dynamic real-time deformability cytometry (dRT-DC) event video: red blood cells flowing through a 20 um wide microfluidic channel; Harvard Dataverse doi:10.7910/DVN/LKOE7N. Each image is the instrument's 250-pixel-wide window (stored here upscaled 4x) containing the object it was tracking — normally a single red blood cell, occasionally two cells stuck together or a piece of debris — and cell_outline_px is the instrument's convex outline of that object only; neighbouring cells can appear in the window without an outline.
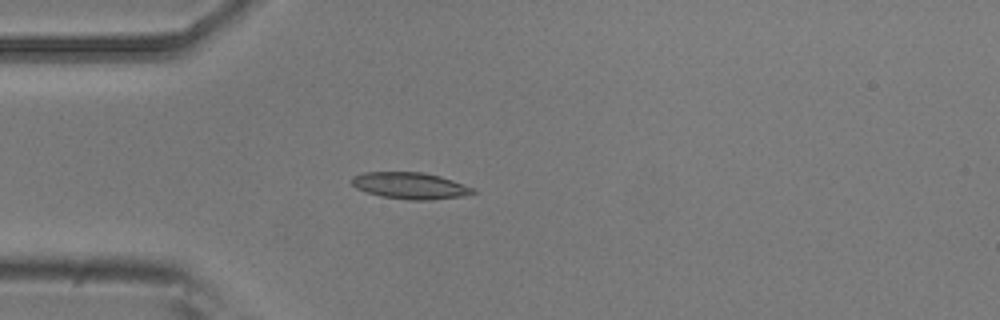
{"species": "common noctule bat (a hibernating species)", "species_latin": "Nyctalus noctula", "temperature_condition": "room temperature", "stored_images_in_passage": 3, "camera_frame_rate_fps": 3000, "um_per_image_px": 0.085, "animal": {"sex": "male", "body_mass_g": 20.5, "forearm_length_mm": 52.5}, "frame": {"image": 1, "passage_image": 3, "time_ms": 0.667, "image_size_px": [1000, 320], "cell_outline_px": [[476, 192], [464, 196], [432, 200], [408, 200], [380, 196], [356, 188], [352, 184], [352, 176], [364, 172], [424, 172], [440, 176], [476, 188]], "centroid_in_image_um": [34.9, 15.78], "position_along_channel_um": 50.1, "area_um2": 18.9}}